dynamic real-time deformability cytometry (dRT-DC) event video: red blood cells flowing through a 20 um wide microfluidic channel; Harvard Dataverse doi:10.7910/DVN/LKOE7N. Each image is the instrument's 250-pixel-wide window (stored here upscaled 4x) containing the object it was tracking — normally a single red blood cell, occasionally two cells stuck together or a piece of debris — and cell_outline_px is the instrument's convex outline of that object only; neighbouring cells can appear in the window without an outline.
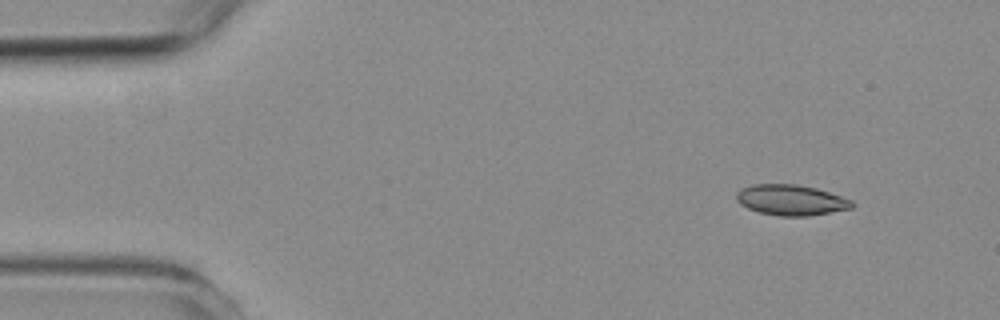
{"species": "common noctule bat (a hibernating species)", "species_latin": "Nyctalus noctula", "temperature_condition": "room temperature", "stored_images_in_passage": 4, "camera_frame_rate_fps": 3000, "um_per_image_px": 0.085, "animal": {"sex": "female", "body_mass_g": 19.3, "forearm_length_mm": 54.1}, "frame": {"image": 1, "passage_image": 1, "time_ms": 0.0, "image_size_px": [1000, 320], "cell_outline_px": [[856, 204], [852, 208], [808, 216], [780, 216], [760, 212], [748, 208], [740, 204], [736, 200], [736, 192], [740, 188], [752, 184], [796, 184], [816, 188], [852, 200]], "centroid_in_image_um": [67.21, 16.99], "position_along_channel_um": 17.8, "area_um2": 20.63}}
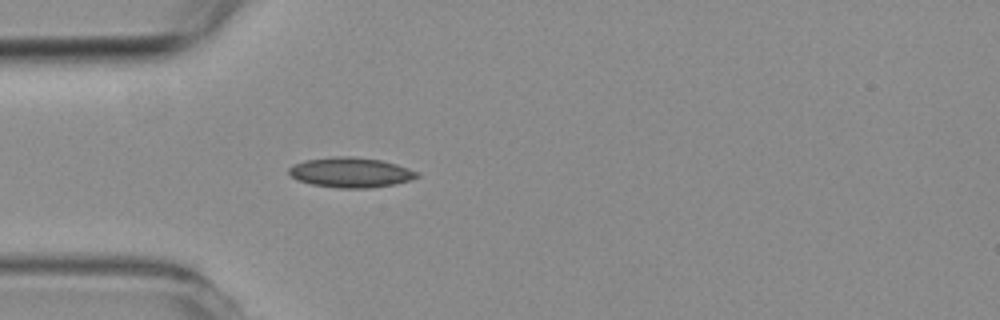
{"frame": {"image": 2, "passage_image": 4, "time_ms": 3.333, "image_size_px": [1000, 320], "cell_outline_px": [[420, 176], [396, 184], [372, 188], [340, 188], [312, 184], [296, 180], [288, 172], [288, 168], [292, 164], [304, 160], [336, 156], [348, 156], [380, 160], [396, 164], [420, 172]], "centroid_in_image_um": [29.8, 14.66], "position_along_channel_um": 55.2, "area_um2": 22.48}}